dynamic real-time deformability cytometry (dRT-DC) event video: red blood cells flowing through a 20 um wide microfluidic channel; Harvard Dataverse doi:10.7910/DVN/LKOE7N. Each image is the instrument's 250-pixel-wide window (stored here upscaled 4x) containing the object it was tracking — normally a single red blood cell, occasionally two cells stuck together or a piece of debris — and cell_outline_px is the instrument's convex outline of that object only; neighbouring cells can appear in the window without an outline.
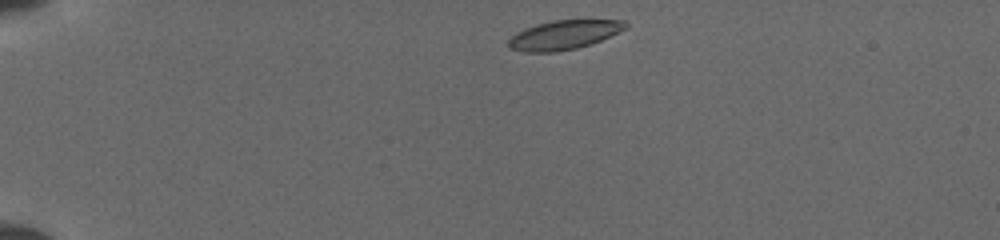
{"species": "common noctule bat (a hibernating species)", "species_latin": "Nyctalus noctula", "temperature_condition": "cold", "stored_images_in_passage": 40, "camera_frame_rate_fps": 3000, "um_per_image_px": 0.085, "animal": {"sex": "female", "body_mass_g": 19.5, "forearm_length_mm": 54.1}, "frame": {"image": 1, "passage_image": 1, "time_ms": 0.0, "image_size_px": [1000, 240], "cell_outline_px": [[628, 28], [600, 40], [576, 48], [556, 52], [524, 52], [508, 48], [508, 40], [516, 32], [524, 28], [536, 24], [552, 20], [624, 20], [628, 24]], "centroid_in_image_um": [47.9, 2.96], "position_along_channel_um": 37.1, "area_um2": 19.88}}
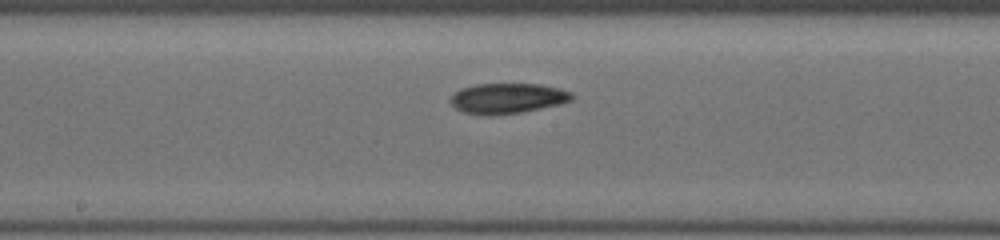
{"frame": {"image": 2, "passage_image": 18, "time_ms": 5.667, "image_size_px": [1000, 240], "cell_outline_px": [[572, 100], [560, 104], [520, 112], [492, 116], [484, 116], [464, 112], [456, 108], [448, 100], [460, 88], [476, 84], [540, 84], [560, 88], [572, 92]], "centroid_in_image_um": [43.12, 8.36], "position_along_channel_um": 205.1, "area_um2": 21.5}}
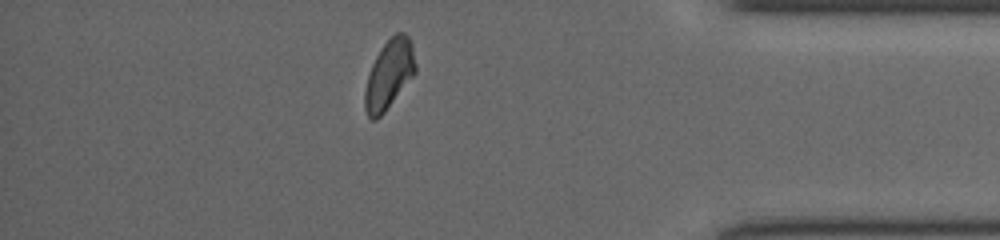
{"frame": {"image": 3, "passage_image": 34, "time_ms": 11.0, "image_size_px": [1000, 240], "cell_outline_px": [[416, 72], [384, 112], [376, 120], [372, 120], [368, 116], [364, 108], [364, 92], [368, 76], [372, 64], [376, 56], [384, 44], [396, 32], [404, 32], [408, 36], [412, 44], [416, 64]], "centroid_in_image_um": [33.07, 6.32], "position_along_channel_um": 402.1, "area_um2": 20.17}}